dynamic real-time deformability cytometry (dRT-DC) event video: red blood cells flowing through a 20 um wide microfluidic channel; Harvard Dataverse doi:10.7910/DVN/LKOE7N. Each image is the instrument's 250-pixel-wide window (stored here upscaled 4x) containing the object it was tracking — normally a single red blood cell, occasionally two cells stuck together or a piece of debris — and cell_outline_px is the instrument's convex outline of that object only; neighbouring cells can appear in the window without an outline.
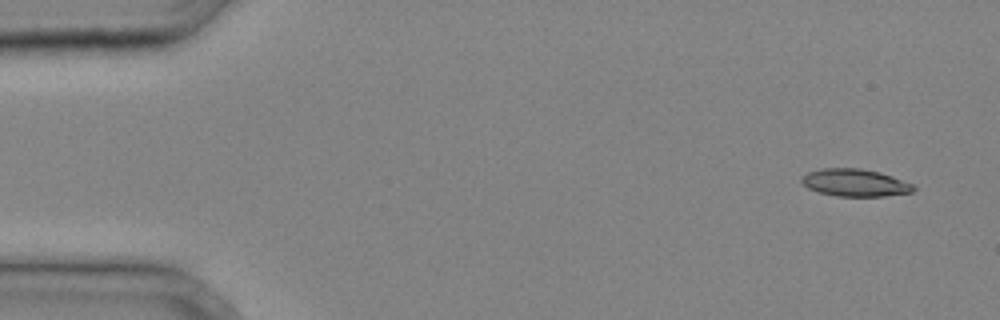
{"species": "common noctule bat (a hibernating species)", "species_latin": "Nyctalus noctula", "temperature_condition": "cold", "stored_images_in_passage": 11, "camera_frame_rate_fps": 3000, "um_per_image_px": 0.085, "animal": {"sex": "male", "body_mass_g": 20.4}, "frame": {"image": 1, "passage_image": 2, "time_ms": 0.333, "image_size_px": [1000, 320], "cell_outline_px": [[916, 188], [912, 192], [884, 196], [836, 196], [816, 192], [808, 188], [800, 180], [808, 172], [820, 168], [860, 168], [880, 172], [892, 176], [912, 184]], "centroid_in_image_um": [72.66, 15.53], "position_along_channel_um": 12.3, "area_um2": 17.86}}
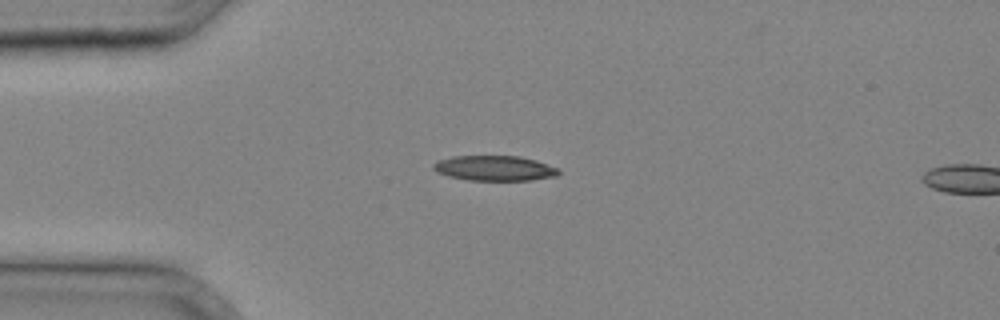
{"frame": {"image": 2, "passage_image": 9, "time_ms": 2.667, "image_size_px": [1000, 320], "cell_outline_px": [[560, 172], [556, 176], [532, 180], [468, 180], [448, 176], [436, 172], [432, 168], [432, 164], [440, 160], [452, 156], [520, 156], [536, 160], [560, 168]], "centroid_in_image_um": [42.05, 14.29], "position_along_channel_um": 42.9, "area_um2": 18.44}}